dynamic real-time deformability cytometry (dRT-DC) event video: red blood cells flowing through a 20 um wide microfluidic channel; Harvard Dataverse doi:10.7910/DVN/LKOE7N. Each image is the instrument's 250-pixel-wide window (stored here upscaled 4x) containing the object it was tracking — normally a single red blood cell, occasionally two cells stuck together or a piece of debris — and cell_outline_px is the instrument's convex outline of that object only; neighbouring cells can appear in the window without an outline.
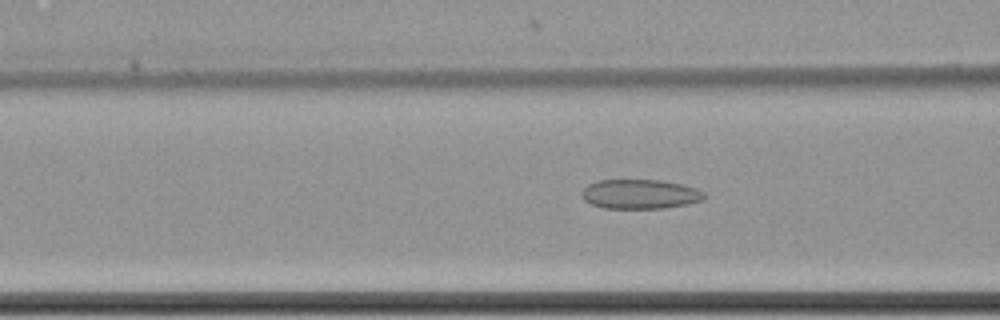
{"species": "common noctule bat (a hibernating species)", "species_latin": "Nyctalus noctula", "temperature_condition": "cold", "stored_images_in_passage": 57, "camera_frame_rate_fps": 3000, "um_per_image_px": 0.085, "animal": {"sex": "female", "body_mass_g": 22.7, "forearm_length_mm": 54.2}, "frame": {"image": 1, "passage_image": 22, "time_ms": 7.0, "image_size_px": [1000, 320], "cell_outline_px": [[704, 196], [700, 200], [688, 204], [664, 208], [604, 208], [592, 204], [584, 200], [580, 196], [584, 188], [588, 184], [596, 180], [660, 180], [680, 184], [696, 188], [704, 192]], "centroid_in_image_um": [54.36, 16.5], "position_along_channel_um": 112.2, "area_um2": 20.92}}
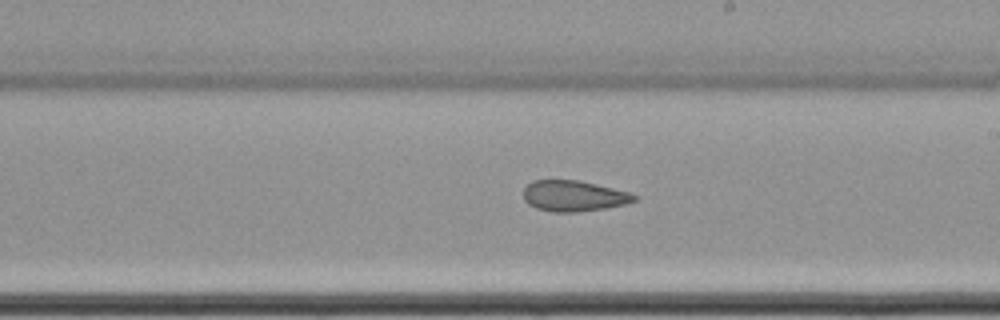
{"frame": {"image": 2, "passage_image": 33, "time_ms": 10.667, "image_size_px": [1000, 320], "cell_outline_px": [[640, 196], [636, 200], [624, 204], [608, 208], [576, 212], [552, 212], [536, 208], [528, 204], [524, 200], [524, 188], [532, 180], [580, 180], [628, 192]], "centroid_in_image_um": [48.76, 16.66], "position_along_channel_um": 240.2, "area_um2": 20.0}}
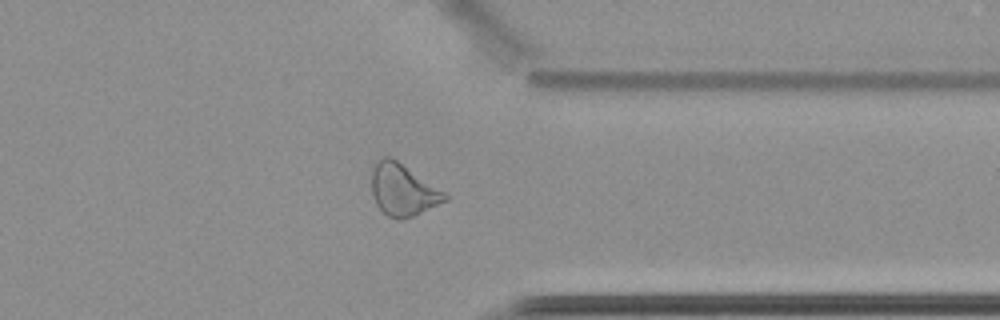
{"frame": {"image": 3, "passage_image": 45, "time_ms": 14.667, "image_size_px": [1000, 320], "cell_outline_px": [[448, 200], [404, 220], [396, 220], [388, 216], [376, 204], [372, 192], [372, 168], [384, 156], [392, 156], [444, 192], [448, 196]], "centroid_in_image_um": [34.24, 16.15], "position_along_channel_um": 377.2, "area_um2": 21.96}, "authors_computed_cell_mechanics": {"area_um2": 23.0622, "velocity_mm_per_s": 3.4909, "shape_relaxation_time_tau1_ms": null, "shape_relaxation_time_tau2_ms": 3.8456, "deformation_change_tau1": null, "deformation_change_tau2": 0.1026}}